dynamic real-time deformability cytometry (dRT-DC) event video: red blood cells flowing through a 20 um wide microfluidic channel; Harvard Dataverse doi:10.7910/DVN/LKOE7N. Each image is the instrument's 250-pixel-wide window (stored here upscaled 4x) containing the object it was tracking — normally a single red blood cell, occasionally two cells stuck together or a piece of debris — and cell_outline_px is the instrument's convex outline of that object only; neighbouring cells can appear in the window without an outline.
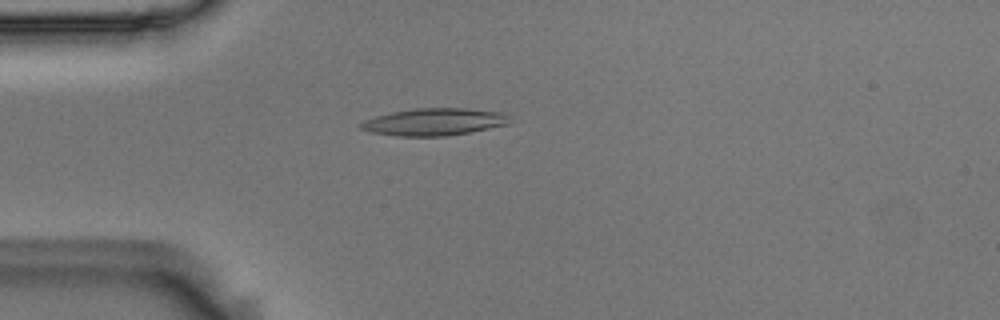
{"species": "Egyptian fruit bat (a non-hibernating species)", "species_latin": "Rousettus aegyptiacus", "temperature_condition": "room temperature", "stored_images_in_passage": 3, "camera_frame_rate_fps": 3000, "um_per_image_px": 0.085, "animal": {"sex": "male"}, "frame": {"image": 1, "passage_image": 2, "time_ms": 0.333, "image_size_px": [1000, 320], "cell_outline_px": [[512, 116], [508, 124], [448, 136], [396, 136], [368, 132], [360, 128], [356, 124], [364, 120], [376, 116], [392, 112], [412, 108], [464, 108], [504, 112]], "centroid_in_image_um": [36.88, 10.35], "position_along_channel_um": 48.1, "area_um2": 23.87}}